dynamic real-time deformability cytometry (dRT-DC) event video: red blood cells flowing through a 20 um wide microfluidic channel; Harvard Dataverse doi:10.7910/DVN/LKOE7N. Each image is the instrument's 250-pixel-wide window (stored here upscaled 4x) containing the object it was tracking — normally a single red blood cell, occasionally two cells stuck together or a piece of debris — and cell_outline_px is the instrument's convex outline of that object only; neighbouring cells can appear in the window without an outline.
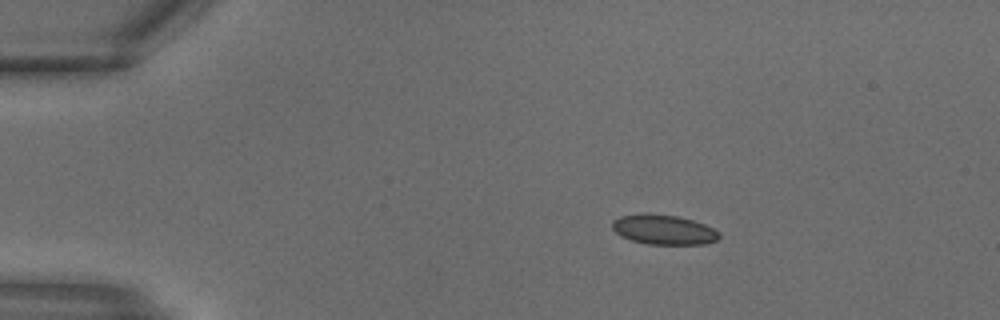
{"species": "common noctule bat (a hibernating species)", "species_latin": "Nyctalus noctula", "temperature_condition": "warm", "stored_images_in_passage": 12, "camera_frame_rate_fps": 3000, "um_per_image_px": 0.085, "animal": {"sex": "male", "body_mass_g": 18.8}, "frame": {"image": 1, "passage_image": 6, "time_ms": 1.667, "image_size_px": [1000, 320], "cell_outline_px": [[720, 236], [716, 240], [704, 244], [648, 244], [632, 240], [620, 236], [612, 228], [612, 220], [620, 216], [644, 212], [648, 212], [676, 216], [692, 220], [704, 224], [720, 232]], "centroid_in_image_um": [56.38, 19.5], "position_along_channel_um": 28.6, "area_um2": 18.67}}
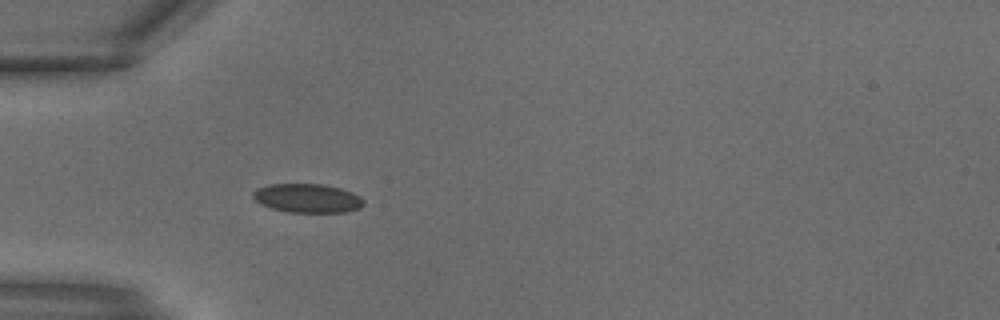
{"frame": {"image": 2, "passage_image": 10, "time_ms": 3.0, "image_size_px": [1000, 320], "cell_outline_px": [[364, 204], [360, 208], [344, 212], [288, 212], [272, 208], [260, 204], [252, 196], [252, 192], [256, 188], [268, 184], [320, 184], [340, 188], [352, 192], [360, 196], [364, 200]], "centroid_in_image_um": [26.12, 16.84], "position_along_channel_um": 58.9, "area_um2": 18.67}}